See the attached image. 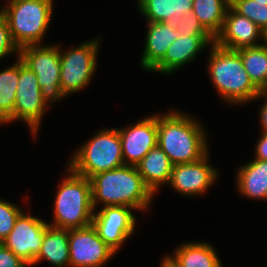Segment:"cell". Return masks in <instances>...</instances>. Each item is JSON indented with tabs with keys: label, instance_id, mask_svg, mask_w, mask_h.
Returning <instances> with one entry per match:
<instances>
[{
	"label": "cell",
	"instance_id": "52a82bcc",
	"mask_svg": "<svg viewBox=\"0 0 267 267\" xmlns=\"http://www.w3.org/2000/svg\"><path fill=\"white\" fill-rule=\"evenodd\" d=\"M100 38L83 41L70 49L60 45V87L65 97L87 88L97 70Z\"/></svg>",
	"mask_w": 267,
	"mask_h": 267
},
{
	"label": "cell",
	"instance_id": "83f0119b",
	"mask_svg": "<svg viewBox=\"0 0 267 267\" xmlns=\"http://www.w3.org/2000/svg\"><path fill=\"white\" fill-rule=\"evenodd\" d=\"M174 24L180 35L213 36L197 19L193 12L184 14Z\"/></svg>",
	"mask_w": 267,
	"mask_h": 267
},
{
	"label": "cell",
	"instance_id": "4316f807",
	"mask_svg": "<svg viewBox=\"0 0 267 267\" xmlns=\"http://www.w3.org/2000/svg\"><path fill=\"white\" fill-rule=\"evenodd\" d=\"M24 210L10 201L0 198V243L12 231L18 216Z\"/></svg>",
	"mask_w": 267,
	"mask_h": 267
},
{
	"label": "cell",
	"instance_id": "836d02e7",
	"mask_svg": "<svg viewBox=\"0 0 267 267\" xmlns=\"http://www.w3.org/2000/svg\"><path fill=\"white\" fill-rule=\"evenodd\" d=\"M264 44L267 46V32H265Z\"/></svg>",
	"mask_w": 267,
	"mask_h": 267
},
{
	"label": "cell",
	"instance_id": "603a6c76",
	"mask_svg": "<svg viewBox=\"0 0 267 267\" xmlns=\"http://www.w3.org/2000/svg\"><path fill=\"white\" fill-rule=\"evenodd\" d=\"M250 80L261 91H267V46L244 47L236 50Z\"/></svg>",
	"mask_w": 267,
	"mask_h": 267
},
{
	"label": "cell",
	"instance_id": "2e32d148",
	"mask_svg": "<svg viewBox=\"0 0 267 267\" xmlns=\"http://www.w3.org/2000/svg\"><path fill=\"white\" fill-rule=\"evenodd\" d=\"M214 42V36L180 35L168 47L164 58L150 72H160L166 76L173 74L181 67L193 63L198 55Z\"/></svg>",
	"mask_w": 267,
	"mask_h": 267
},
{
	"label": "cell",
	"instance_id": "d4e9b609",
	"mask_svg": "<svg viewBox=\"0 0 267 267\" xmlns=\"http://www.w3.org/2000/svg\"><path fill=\"white\" fill-rule=\"evenodd\" d=\"M19 81V56L16 62L0 70V118L7 124L13 122V111Z\"/></svg>",
	"mask_w": 267,
	"mask_h": 267
},
{
	"label": "cell",
	"instance_id": "3957f363",
	"mask_svg": "<svg viewBox=\"0 0 267 267\" xmlns=\"http://www.w3.org/2000/svg\"><path fill=\"white\" fill-rule=\"evenodd\" d=\"M208 49L207 73L221 100L229 106L251 103L261 91L250 80L240 54L215 43Z\"/></svg>",
	"mask_w": 267,
	"mask_h": 267
},
{
	"label": "cell",
	"instance_id": "d6a6232c",
	"mask_svg": "<svg viewBox=\"0 0 267 267\" xmlns=\"http://www.w3.org/2000/svg\"><path fill=\"white\" fill-rule=\"evenodd\" d=\"M159 267H173V266L163 257Z\"/></svg>",
	"mask_w": 267,
	"mask_h": 267
},
{
	"label": "cell",
	"instance_id": "1f68e13d",
	"mask_svg": "<svg viewBox=\"0 0 267 267\" xmlns=\"http://www.w3.org/2000/svg\"><path fill=\"white\" fill-rule=\"evenodd\" d=\"M255 145L254 159L267 161V133L260 134Z\"/></svg>",
	"mask_w": 267,
	"mask_h": 267
},
{
	"label": "cell",
	"instance_id": "f546056e",
	"mask_svg": "<svg viewBox=\"0 0 267 267\" xmlns=\"http://www.w3.org/2000/svg\"><path fill=\"white\" fill-rule=\"evenodd\" d=\"M0 267H29L9 248L0 243Z\"/></svg>",
	"mask_w": 267,
	"mask_h": 267
},
{
	"label": "cell",
	"instance_id": "e575fe53",
	"mask_svg": "<svg viewBox=\"0 0 267 267\" xmlns=\"http://www.w3.org/2000/svg\"><path fill=\"white\" fill-rule=\"evenodd\" d=\"M257 2H261V3H267V0H255Z\"/></svg>",
	"mask_w": 267,
	"mask_h": 267
},
{
	"label": "cell",
	"instance_id": "44dd1931",
	"mask_svg": "<svg viewBox=\"0 0 267 267\" xmlns=\"http://www.w3.org/2000/svg\"><path fill=\"white\" fill-rule=\"evenodd\" d=\"M194 0H137V8L147 22L175 23L192 12Z\"/></svg>",
	"mask_w": 267,
	"mask_h": 267
},
{
	"label": "cell",
	"instance_id": "8fae6325",
	"mask_svg": "<svg viewBox=\"0 0 267 267\" xmlns=\"http://www.w3.org/2000/svg\"><path fill=\"white\" fill-rule=\"evenodd\" d=\"M210 152L196 162L172 166L168 187L181 196L204 195L219 180V170L209 162Z\"/></svg>",
	"mask_w": 267,
	"mask_h": 267
},
{
	"label": "cell",
	"instance_id": "7c38bea8",
	"mask_svg": "<svg viewBox=\"0 0 267 267\" xmlns=\"http://www.w3.org/2000/svg\"><path fill=\"white\" fill-rule=\"evenodd\" d=\"M47 225L48 222L25 210L18 216L12 231L2 244L32 267L42 246Z\"/></svg>",
	"mask_w": 267,
	"mask_h": 267
},
{
	"label": "cell",
	"instance_id": "6da1fadb",
	"mask_svg": "<svg viewBox=\"0 0 267 267\" xmlns=\"http://www.w3.org/2000/svg\"><path fill=\"white\" fill-rule=\"evenodd\" d=\"M157 128V144L172 165L196 162L209 152L204 125L178 108L157 113Z\"/></svg>",
	"mask_w": 267,
	"mask_h": 267
},
{
	"label": "cell",
	"instance_id": "9a60e30c",
	"mask_svg": "<svg viewBox=\"0 0 267 267\" xmlns=\"http://www.w3.org/2000/svg\"><path fill=\"white\" fill-rule=\"evenodd\" d=\"M265 33L254 22L228 7L222 30L215 37L219 47L238 50L244 47H255L264 43Z\"/></svg>",
	"mask_w": 267,
	"mask_h": 267
},
{
	"label": "cell",
	"instance_id": "484cf974",
	"mask_svg": "<svg viewBox=\"0 0 267 267\" xmlns=\"http://www.w3.org/2000/svg\"><path fill=\"white\" fill-rule=\"evenodd\" d=\"M230 6L254 22L264 33L267 32V3L255 0H230Z\"/></svg>",
	"mask_w": 267,
	"mask_h": 267
},
{
	"label": "cell",
	"instance_id": "8992f818",
	"mask_svg": "<svg viewBox=\"0 0 267 267\" xmlns=\"http://www.w3.org/2000/svg\"><path fill=\"white\" fill-rule=\"evenodd\" d=\"M77 148L67 165L75 173L88 179L97 173L125 165L117 128L103 127Z\"/></svg>",
	"mask_w": 267,
	"mask_h": 267
},
{
	"label": "cell",
	"instance_id": "d590c367",
	"mask_svg": "<svg viewBox=\"0 0 267 267\" xmlns=\"http://www.w3.org/2000/svg\"><path fill=\"white\" fill-rule=\"evenodd\" d=\"M2 124L5 125L6 123L0 118V125L2 126Z\"/></svg>",
	"mask_w": 267,
	"mask_h": 267
},
{
	"label": "cell",
	"instance_id": "f1b7e54d",
	"mask_svg": "<svg viewBox=\"0 0 267 267\" xmlns=\"http://www.w3.org/2000/svg\"><path fill=\"white\" fill-rule=\"evenodd\" d=\"M20 55V49L14 42L7 20L0 14V60L8 55Z\"/></svg>",
	"mask_w": 267,
	"mask_h": 267
},
{
	"label": "cell",
	"instance_id": "e0dca14e",
	"mask_svg": "<svg viewBox=\"0 0 267 267\" xmlns=\"http://www.w3.org/2000/svg\"><path fill=\"white\" fill-rule=\"evenodd\" d=\"M141 68L150 72L165 56L168 47L179 36L174 23L147 22Z\"/></svg>",
	"mask_w": 267,
	"mask_h": 267
},
{
	"label": "cell",
	"instance_id": "cb8c5ba5",
	"mask_svg": "<svg viewBox=\"0 0 267 267\" xmlns=\"http://www.w3.org/2000/svg\"><path fill=\"white\" fill-rule=\"evenodd\" d=\"M230 0H194L193 14L214 36L222 30Z\"/></svg>",
	"mask_w": 267,
	"mask_h": 267
},
{
	"label": "cell",
	"instance_id": "ffe728a7",
	"mask_svg": "<svg viewBox=\"0 0 267 267\" xmlns=\"http://www.w3.org/2000/svg\"><path fill=\"white\" fill-rule=\"evenodd\" d=\"M172 166L168 156L158 144L136 164L137 171L141 175L144 184L154 195L163 185L169 184Z\"/></svg>",
	"mask_w": 267,
	"mask_h": 267
},
{
	"label": "cell",
	"instance_id": "4fadbf2b",
	"mask_svg": "<svg viewBox=\"0 0 267 267\" xmlns=\"http://www.w3.org/2000/svg\"><path fill=\"white\" fill-rule=\"evenodd\" d=\"M133 211L125 206H105L94 212L92 225L116 253L135 232L137 218Z\"/></svg>",
	"mask_w": 267,
	"mask_h": 267
},
{
	"label": "cell",
	"instance_id": "ba28073f",
	"mask_svg": "<svg viewBox=\"0 0 267 267\" xmlns=\"http://www.w3.org/2000/svg\"><path fill=\"white\" fill-rule=\"evenodd\" d=\"M19 57L37 76L41 94L49 107L65 98L60 87V44L29 45Z\"/></svg>",
	"mask_w": 267,
	"mask_h": 267
},
{
	"label": "cell",
	"instance_id": "5b68a950",
	"mask_svg": "<svg viewBox=\"0 0 267 267\" xmlns=\"http://www.w3.org/2000/svg\"><path fill=\"white\" fill-rule=\"evenodd\" d=\"M0 14L7 20L19 49L41 45L54 12L53 0H7Z\"/></svg>",
	"mask_w": 267,
	"mask_h": 267
},
{
	"label": "cell",
	"instance_id": "5bb4252c",
	"mask_svg": "<svg viewBox=\"0 0 267 267\" xmlns=\"http://www.w3.org/2000/svg\"><path fill=\"white\" fill-rule=\"evenodd\" d=\"M120 134L125 165L136 166L157 145V113L147 115L136 123L117 128Z\"/></svg>",
	"mask_w": 267,
	"mask_h": 267
},
{
	"label": "cell",
	"instance_id": "277c9868",
	"mask_svg": "<svg viewBox=\"0 0 267 267\" xmlns=\"http://www.w3.org/2000/svg\"><path fill=\"white\" fill-rule=\"evenodd\" d=\"M65 171L55 194L53 223L48 222V225L63 229L86 227L92 224L95 212L91 181L75 173L68 165Z\"/></svg>",
	"mask_w": 267,
	"mask_h": 267
},
{
	"label": "cell",
	"instance_id": "9c48e42d",
	"mask_svg": "<svg viewBox=\"0 0 267 267\" xmlns=\"http://www.w3.org/2000/svg\"><path fill=\"white\" fill-rule=\"evenodd\" d=\"M50 108L41 94V87L35 73L19 57V81L17 84L15 105L13 111V122L22 121L26 123L36 140L40 124ZM36 138V139H35Z\"/></svg>",
	"mask_w": 267,
	"mask_h": 267
},
{
	"label": "cell",
	"instance_id": "ac0fdd59",
	"mask_svg": "<svg viewBox=\"0 0 267 267\" xmlns=\"http://www.w3.org/2000/svg\"><path fill=\"white\" fill-rule=\"evenodd\" d=\"M164 258L173 267H223L218 252L209 242L189 241L176 247Z\"/></svg>",
	"mask_w": 267,
	"mask_h": 267
},
{
	"label": "cell",
	"instance_id": "7a4b0ae2",
	"mask_svg": "<svg viewBox=\"0 0 267 267\" xmlns=\"http://www.w3.org/2000/svg\"><path fill=\"white\" fill-rule=\"evenodd\" d=\"M94 210L99 205L125 206L135 211H147L154 200V194L144 184L136 166L122 167L95 174L90 178Z\"/></svg>",
	"mask_w": 267,
	"mask_h": 267
},
{
	"label": "cell",
	"instance_id": "d6986e66",
	"mask_svg": "<svg viewBox=\"0 0 267 267\" xmlns=\"http://www.w3.org/2000/svg\"><path fill=\"white\" fill-rule=\"evenodd\" d=\"M236 171L235 186L241 196L267 201V161L253 159Z\"/></svg>",
	"mask_w": 267,
	"mask_h": 267
},
{
	"label": "cell",
	"instance_id": "30bf717a",
	"mask_svg": "<svg viewBox=\"0 0 267 267\" xmlns=\"http://www.w3.org/2000/svg\"><path fill=\"white\" fill-rule=\"evenodd\" d=\"M68 244L70 267H104L117 255L92 224L68 229Z\"/></svg>",
	"mask_w": 267,
	"mask_h": 267
},
{
	"label": "cell",
	"instance_id": "7402d4cb",
	"mask_svg": "<svg viewBox=\"0 0 267 267\" xmlns=\"http://www.w3.org/2000/svg\"><path fill=\"white\" fill-rule=\"evenodd\" d=\"M48 261L51 267H70L68 229L47 225L42 246L32 266Z\"/></svg>",
	"mask_w": 267,
	"mask_h": 267
},
{
	"label": "cell",
	"instance_id": "4dcf8cb0",
	"mask_svg": "<svg viewBox=\"0 0 267 267\" xmlns=\"http://www.w3.org/2000/svg\"><path fill=\"white\" fill-rule=\"evenodd\" d=\"M263 100L262 105H260L259 109V121L261 127L260 130L262 133H267V91L266 92H261L254 100L255 101H260ZM265 100V101H264Z\"/></svg>",
	"mask_w": 267,
	"mask_h": 267
}]
</instances>
